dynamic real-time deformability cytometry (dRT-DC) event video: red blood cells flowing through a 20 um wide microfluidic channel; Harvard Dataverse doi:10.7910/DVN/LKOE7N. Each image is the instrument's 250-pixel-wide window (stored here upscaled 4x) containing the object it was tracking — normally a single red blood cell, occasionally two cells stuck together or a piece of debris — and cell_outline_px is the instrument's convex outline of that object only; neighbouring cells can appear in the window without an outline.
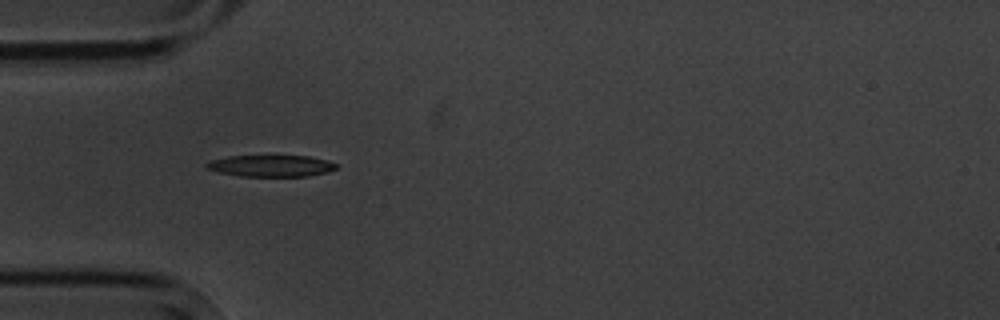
{"species": "common noctule bat (a hibernating species)", "species_latin": "Nyctalus noctula", "temperature_condition": "cold", "stored_images_in_passage": 16, "camera_frame_rate_fps": 3000, "um_per_image_px": 0.085, "animal": {"sex": "male", "body_mass_g": 20.1, "forearm_length_mm": 53.5}, "frame": {"image": 1, "passage_image": 6, "time_ms": 6.667, "image_size_px": [1000, 320], "cell_outline_px": [[336, 168], [328, 172], [308, 176], [240, 176], [220, 172], [208, 168], [204, 164], [208, 160], [228, 156], [308, 156], [328, 160], [336, 164]], "centroid_in_image_um": [23.03, 14.09], "position_along_channel_um": 62.0, "area_um2": 16.24}}
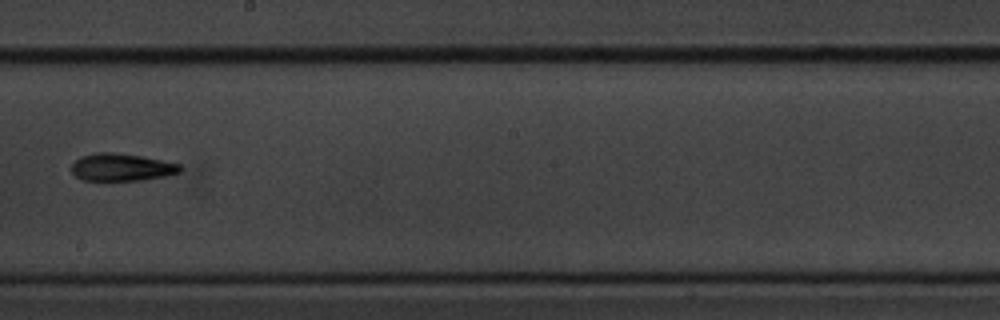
{"frame": {"image": 2, "passage_image": 10, "time_ms": 11.667, "image_size_px": [1000, 320], "cell_outline_px": [[180, 172], [168, 176], [140, 180], [84, 180], [76, 176], [72, 172], [72, 164], [80, 156], [96, 152], [112, 152], [140, 156], [180, 164]], "centroid_in_image_um": [10.32, 14.21], "position_along_channel_um": 237.9, "area_um2": 17.22}}
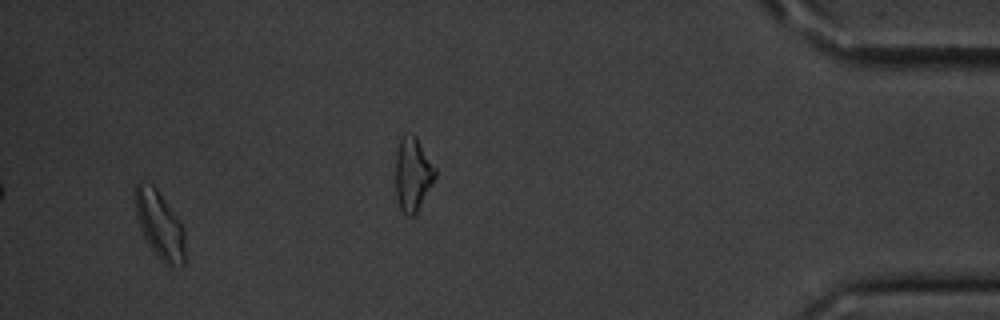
{"frame": {"image": 3, "passage_image": 15, "time_ms": 17.333, "image_size_px": [1000, 320], "cell_outline_px": [[184, 264], [172, 268], [168, 268], [156, 256], [148, 244], [140, 228], [136, 216], [136, 184], [140, 180], [152, 184], [156, 188], [180, 220], [184, 232]], "centroid_in_image_um": [13.58, 19.16], "position_along_channel_um": 421.6, "area_um2": 19.71}, "authors_computed_cell_mechanics": {"area_um2": 16.2129, "velocity_mm_per_s": 3.5377, "shape_relaxation_time_tau1_ms": 1.5429, "shape_relaxation_time_tau2_ms": null, "deformation_change_tau1": 0.0876, "deformation_change_tau2": null}}